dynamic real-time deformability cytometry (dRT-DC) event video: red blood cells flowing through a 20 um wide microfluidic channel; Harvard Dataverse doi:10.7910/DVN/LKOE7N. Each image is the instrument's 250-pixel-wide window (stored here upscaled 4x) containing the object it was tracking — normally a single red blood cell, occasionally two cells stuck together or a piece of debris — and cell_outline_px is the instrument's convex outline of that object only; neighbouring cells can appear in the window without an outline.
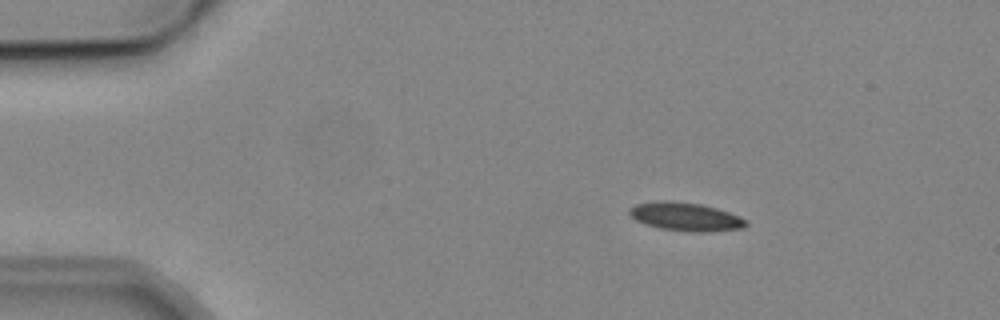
{"species": "common noctule bat (a hibernating species)", "species_latin": "Nyctalus noctula", "temperature_condition": "cold", "stored_images_in_passage": 3, "camera_frame_rate_fps": 3000, "um_per_image_px": 0.085, "animal": {"sex": "male", "body_mass_g": 19.2, "forearm_length_mm": 51.8}, "frame": {"image": 1, "passage_image": 1, "time_ms": 0.0, "image_size_px": [1000, 320], "cell_outline_px": [[748, 224], [744, 228], [712, 232], [692, 232], [660, 228], [644, 224], [636, 220], [628, 212], [628, 208], [636, 204], [664, 200], [700, 204], [716, 208], [740, 216], [748, 220]], "centroid_in_image_um": [58.31, 18.43], "position_along_channel_um": 26.7, "area_um2": 19.36}}